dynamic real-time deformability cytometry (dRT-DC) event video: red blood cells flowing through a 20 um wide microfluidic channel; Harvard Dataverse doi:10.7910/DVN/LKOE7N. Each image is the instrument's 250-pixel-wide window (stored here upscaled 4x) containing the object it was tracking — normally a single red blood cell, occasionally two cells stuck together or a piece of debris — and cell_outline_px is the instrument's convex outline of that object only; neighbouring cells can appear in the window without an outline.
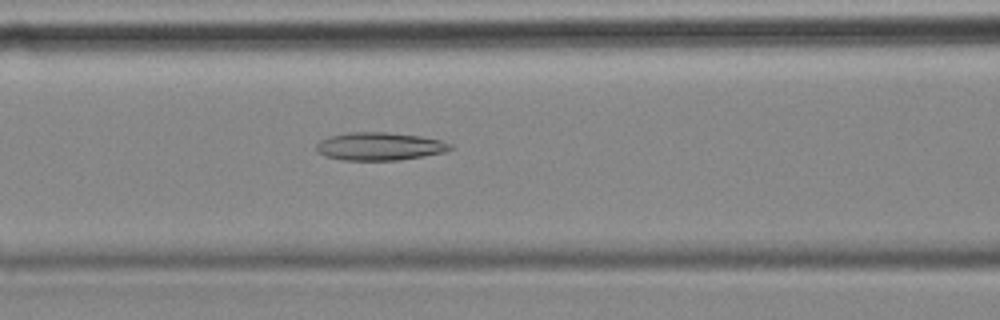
{"species": "common noctule bat (a hibernating species)", "species_latin": "Nyctalus noctula", "temperature_condition": "cold", "stored_images_in_passage": 35, "camera_frame_rate_fps": 3000, "um_per_image_px": 0.085, "animal": {"sex": "female", "body_mass_g": 18.4}, "frame": {"image": 1, "passage_image": 7, "time_ms": 2.0, "image_size_px": [1000, 320], "cell_outline_px": [[452, 148], [444, 152], [424, 156], [400, 160], [344, 160], [324, 156], [316, 152], [316, 144], [320, 140], [328, 136], [348, 132], [388, 132], [420, 136], [440, 140], [452, 144]], "centroid_in_image_um": [32.23, 12.44], "position_along_channel_um": 134.4, "area_um2": 21.96}}
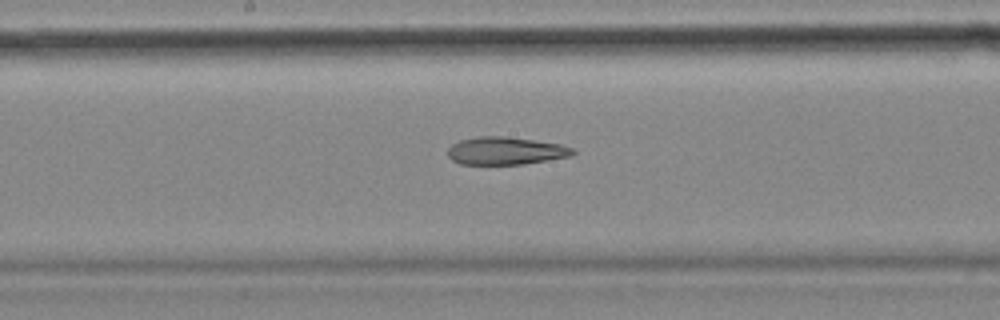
{"frame": {"image": 2, "passage_image": 13, "time_ms": 4.0, "image_size_px": [1000, 320], "cell_outline_px": [[576, 152], [572, 156], [524, 164], [460, 164], [452, 160], [448, 156], [448, 148], [452, 144], [460, 140], [480, 136], [504, 136], [560, 144], [576, 148]], "centroid_in_image_um": [43.0, 12.82], "position_along_channel_um": 205.2, "area_um2": 20.23}}
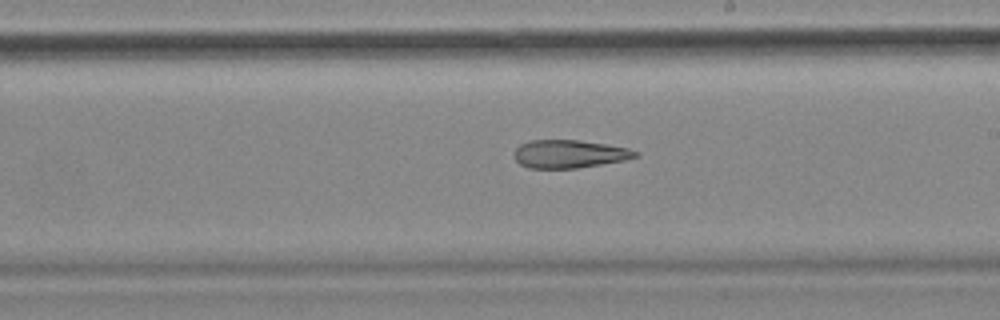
{"frame": {"image": 3, "passage_image": 16, "time_ms": 5.0, "image_size_px": [1000, 320], "cell_outline_px": [[640, 156], [624, 160], [576, 168], [528, 168], [520, 164], [516, 160], [512, 152], [520, 144], [532, 140], [580, 140], [628, 148], [640, 152]], "centroid_in_image_um": [48.38, 13.08], "position_along_channel_um": 240.6, "area_um2": 19.83}}